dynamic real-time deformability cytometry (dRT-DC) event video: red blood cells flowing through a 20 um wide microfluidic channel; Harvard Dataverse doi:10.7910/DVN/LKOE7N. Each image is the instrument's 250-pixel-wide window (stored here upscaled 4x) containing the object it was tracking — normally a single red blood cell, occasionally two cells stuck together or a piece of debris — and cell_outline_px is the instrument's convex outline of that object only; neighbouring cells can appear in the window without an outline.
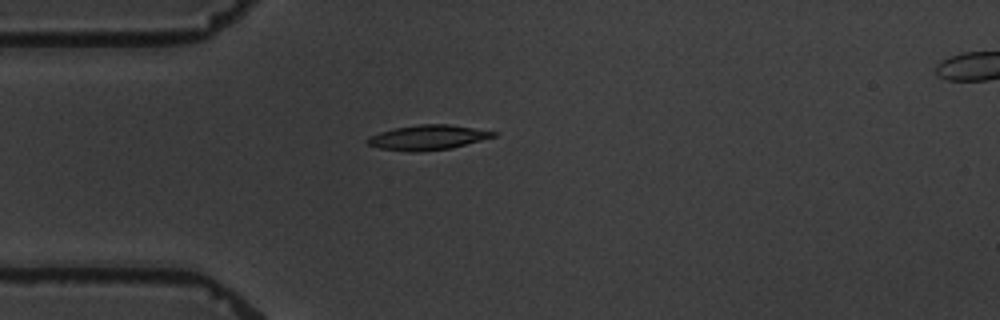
{"species": "common noctule bat (a hibernating species)", "species_latin": "Nyctalus noctula", "temperature_condition": "warm", "stored_images_in_passage": 11, "camera_frame_rate_fps": 3000, "um_per_image_px": 0.085, "animal": {"sex": "male", "body_mass_g": 19.5, "forearm_length_mm": 54.6}, "frame": {"image": 1, "passage_image": 4, "time_ms": 4.333, "image_size_px": [1000, 320], "cell_outline_px": [[496, 136], [452, 148], [420, 152], [408, 152], [380, 148], [368, 144], [364, 140], [368, 136], [380, 132], [396, 128], [420, 124], [448, 124], [496, 132]], "centroid_in_image_um": [36.31, 11.69], "position_along_channel_um": 48.7, "area_um2": 18.15}}
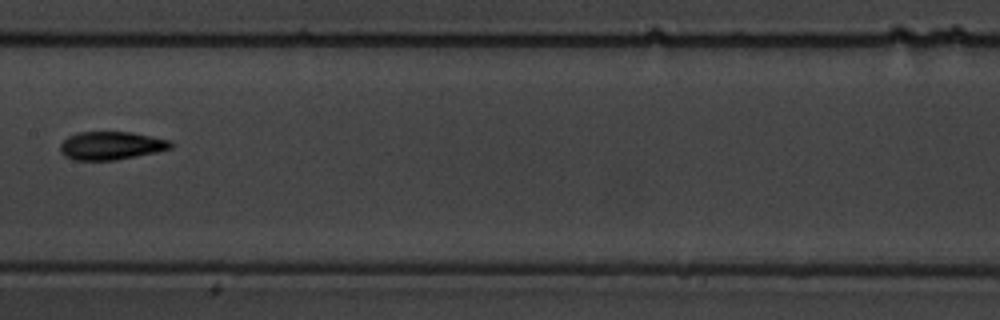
{"frame": {"image": 2, "passage_image": 8, "time_ms": 9.0, "image_size_px": [1000, 320], "cell_outline_px": [[172, 148], [156, 152], [116, 160], [72, 160], [64, 156], [60, 152], [60, 144], [68, 136], [76, 132], [132, 132], [172, 140]], "centroid_in_image_um": [9.44, 12.37], "position_along_channel_um": 198.0, "area_um2": 18.32}}
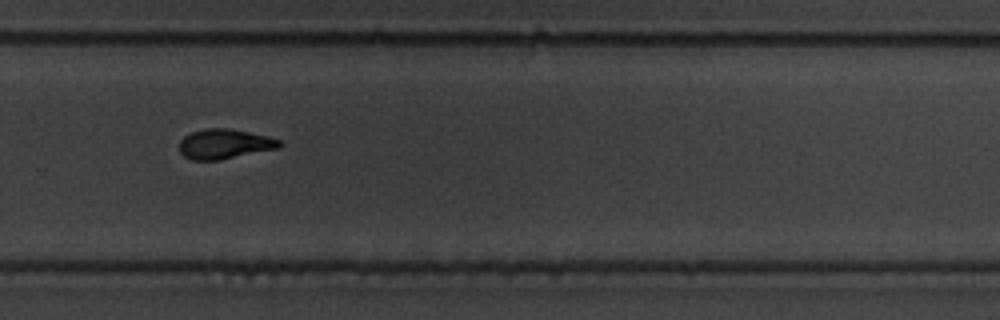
{"frame": {"image": 3, "passage_image": 11, "time_ms": 12.333, "image_size_px": [1000, 320], "cell_outline_px": [[284, 144], [280, 148], [220, 160], [192, 160], [184, 156], [180, 152], [180, 140], [184, 136], [192, 132], [204, 128], [228, 128], [268, 136], [280, 140]], "centroid_in_image_um": [19.11, 12.24], "position_along_channel_um": 310.7, "area_um2": 17.51}}